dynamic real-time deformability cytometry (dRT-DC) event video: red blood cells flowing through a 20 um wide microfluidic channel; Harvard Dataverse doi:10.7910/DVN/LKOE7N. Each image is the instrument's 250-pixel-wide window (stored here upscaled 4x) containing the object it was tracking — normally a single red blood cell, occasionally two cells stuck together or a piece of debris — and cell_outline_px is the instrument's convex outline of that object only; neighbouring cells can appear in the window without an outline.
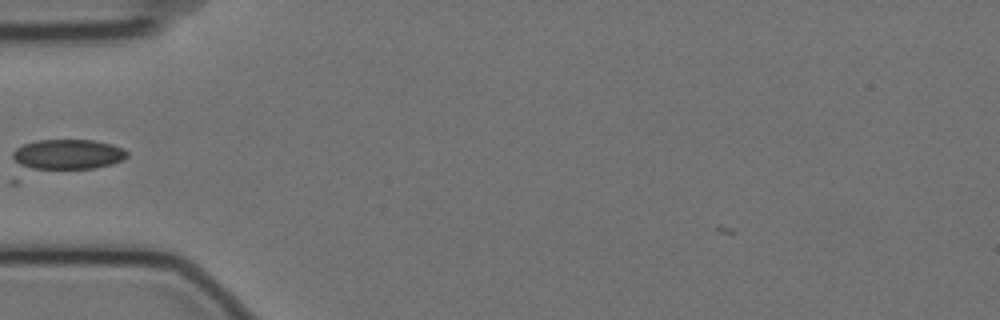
{"species": "Egyptian fruit bat (a non-hibernating species)", "species_latin": "Rousettus aegyptiacus", "temperature_condition": "cold", "stored_images_in_passage": 8, "camera_frame_rate_fps": 3000, "um_per_image_px": 0.085, "animal": {"sex": "female"}, "frame": {"image": 1, "passage_image": 6, "time_ms": 1.667, "image_size_px": [1000, 320], "cell_outline_px": [[128, 156], [124, 160], [112, 164], [96, 168], [20, 168], [12, 156], [12, 152], [16, 148], [24, 144], [36, 140], [92, 140], [112, 144], [124, 148], [128, 152]], "centroid_in_image_um": [5.77, 13.11], "position_along_channel_um": 79.2, "area_um2": 20.17}}